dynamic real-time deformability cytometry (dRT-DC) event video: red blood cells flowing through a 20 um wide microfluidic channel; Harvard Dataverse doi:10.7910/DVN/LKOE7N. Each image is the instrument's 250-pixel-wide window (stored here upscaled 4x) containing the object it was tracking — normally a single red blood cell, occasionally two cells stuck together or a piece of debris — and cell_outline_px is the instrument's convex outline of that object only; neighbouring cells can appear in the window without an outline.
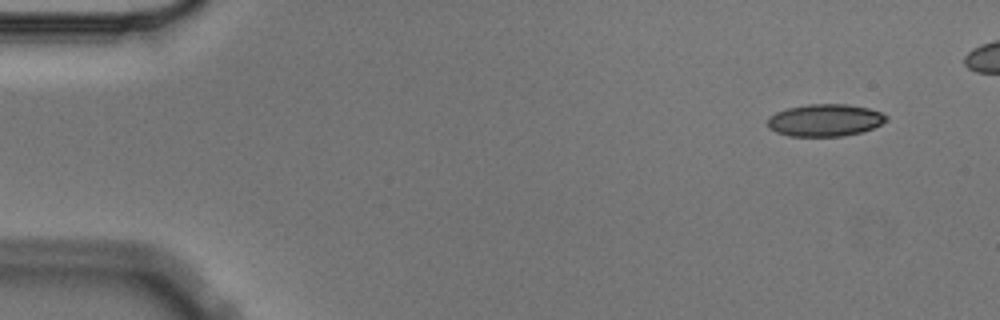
{"species": "Egyptian fruit bat (a non-hibernating species)", "species_latin": "Rousettus aegyptiacus", "temperature_condition": "cold", "stored_images_in_passage": 5, "camera_frame_rate_fps": 3000, "um_per_image_px": 0.085, "animal": {"sex": "male"}, "frame": {"image": 1, "passage_image": 1, "time_ms": 0.0, "image_size_px": [1000, 320], "cell_outline_px": [[888, 120], [872, 128], [860, 132], [844, 136], [788, 136], [776, 132], [768, 128], [768, 116], [776, 112], [788, 108], [808, 104], [848, 104], [868, 108], [880, 112], [888, 116]], "centroid_in_image_um": [70.11, 10.21], "position_along_channel_um": 14.9, "area_um2": 22.31}}